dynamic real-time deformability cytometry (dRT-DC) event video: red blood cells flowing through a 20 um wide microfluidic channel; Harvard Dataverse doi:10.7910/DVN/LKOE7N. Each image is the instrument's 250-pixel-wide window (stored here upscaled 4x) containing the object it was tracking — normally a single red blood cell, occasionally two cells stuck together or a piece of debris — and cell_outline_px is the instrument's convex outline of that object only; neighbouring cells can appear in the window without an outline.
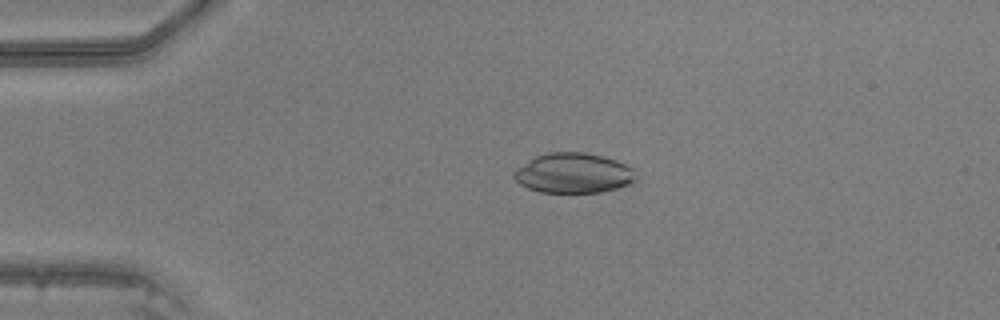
{"species": "common noctule bat (a hibernating species)", "species_latin": "Nyctalus noctula", "temperature_condition": "warm", "stored_images_in_passage": 47, "camera_frame_rate_fps": 3000, "um_per_image_px": 0.085, "animal": {"sex": "male", "body_mass_g": 20.5, "forearm_length_mm": 52.5}, "frame": {"image": 1, "passage_image": 11, "time_ms": 3.333, "image_size_px": [1000, 320], "cell_outline_px": [[632, 180], [628, 184], [616, 188], [600, 192], [540, 192], [528, 188], [520, 184], [512, 176], [512, 172], [536, 156], [548, 152], [584, 152], [604, 156], [616, 160], [632, 168]], "centroid_in_image_um": [48.68, 14.7], "position_along_channel_um": 36.3, "area_um2": 27.98}}
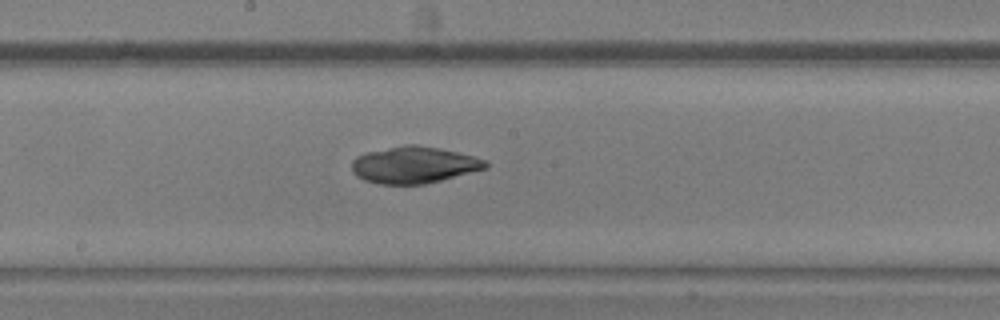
{"frame": {"image": 2, "passage_image": 26, "time_ms": 8.333, "image_size_px": [1000, 320], "cell_outline_px": [[488, 168], [424, 184], [380, 184], [364, 180], [356, 176], [352, 172], [352, 160], [356, 156], [364, 152], [404, 144], [416, 144], [440, 148], [488, 160]], "centroid_in_image_um": [35.16, 14.0], "position_along_channel_um": 213.0, "area_um2": 28.78}}
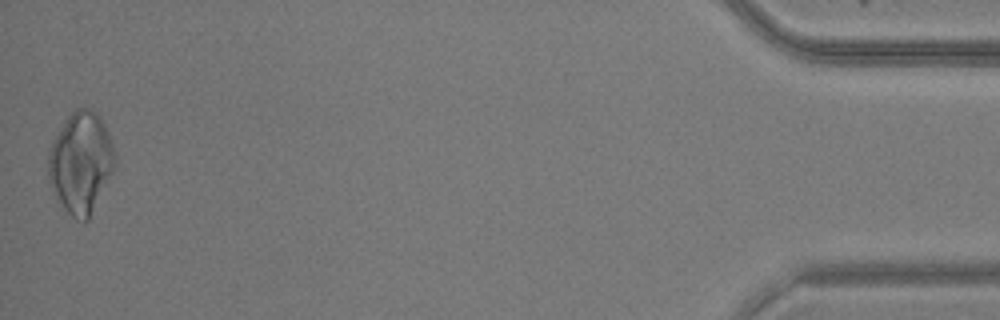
{"frame": {"image": 3, "passage_image": 47, "time_ms": 15.333, "image_size_px": [1000, 320], "cell_outline_px": [[116, 164], [88, 220], [76, 220], [56, 200], [48, 180], [48, 148], [52, 140], [64, 120], [76, 108], [84, 108], [96, 112], [104, 124], [108, 132], [112, 144], [116, 160]], "centroid_in_image_um": [6.83, 13.81], "position_along_channel_um": 428.4, "area_um2": 39.25}}